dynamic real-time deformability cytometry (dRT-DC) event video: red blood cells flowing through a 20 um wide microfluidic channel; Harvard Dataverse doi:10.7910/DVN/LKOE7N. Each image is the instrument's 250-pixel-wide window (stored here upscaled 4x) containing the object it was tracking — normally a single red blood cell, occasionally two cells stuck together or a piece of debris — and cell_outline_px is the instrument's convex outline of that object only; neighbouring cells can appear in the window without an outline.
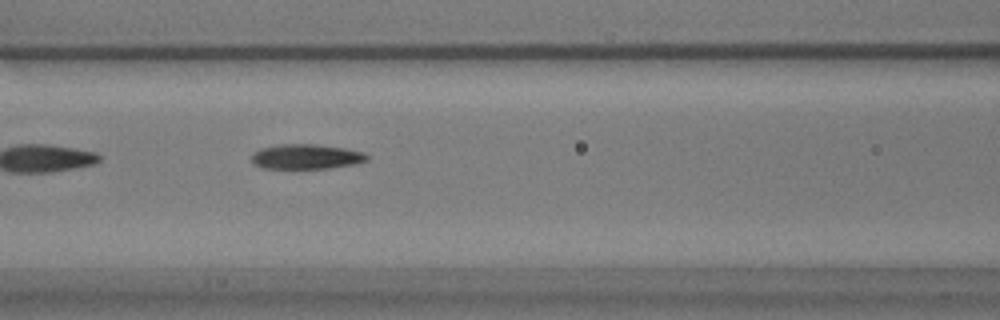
{"species": "common noctule bat (a hibernating species)", "species_latin": "Nyctalus noctula", "temperature_condition": "warm", "stored_images_in_passage": 20, "camera_frame_rate_fps": 3000, "um_per_image_px": 0.085, "animal": {"sex": "male", "body_mass_g": 17.9}, "frame": {"image": 1, "passage_image": 6, "time_ms": 1.667, "image_size_px": [1000, 320], "cell_outline_px": [[368, 160], [356, 164], [328, 168], [260, 168], [252, 164], [252, 152], [260, 148], [280, 144], [316, 144], [344, 148], [364, 152], [368, 156]], "centroid_in_image_um": [26.0, 13.31], "position_along_channel_um": 140.6, "area_um2": 16.88}}